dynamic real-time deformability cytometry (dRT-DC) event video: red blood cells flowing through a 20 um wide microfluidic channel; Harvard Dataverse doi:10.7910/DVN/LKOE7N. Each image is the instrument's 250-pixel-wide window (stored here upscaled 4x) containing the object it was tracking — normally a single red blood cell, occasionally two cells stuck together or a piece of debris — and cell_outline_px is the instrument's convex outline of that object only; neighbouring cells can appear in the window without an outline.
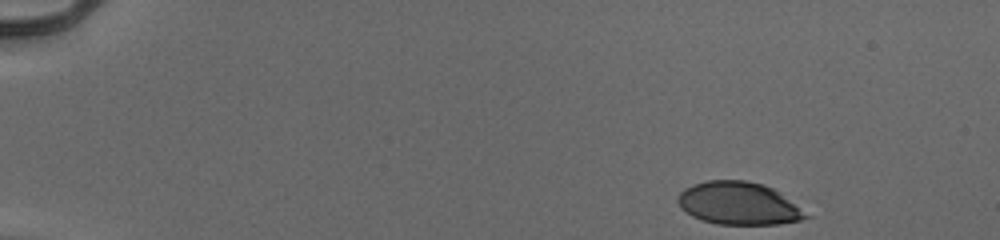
{"species": "human", "species_latin": "Homo sapiens", "temperature_condition": "cold", "stored_images_in_passage": 42, "camera_frame_rate_fps": 3000, "um_per_image_px": 0.085, "donor": {"sex": "male"}, "frame": {"image": 1, "passage_image": 1, "time_ms": 0.0, "image_size_px": [1000, 240], "cell_outline_px": [[816, 216], [800, 220], [780, 224], [716, 224], [700, 220], [692, 216], [680, 208], [676, 200], [680, 192], [684, 188], [692, 184], [708, 180], [744, 180], [764, 184], [772, 188]], "centroid_in_image_um": [62.82, 17.3], "position_along_channel_um": 22.2, "area_um2": 32.37}}
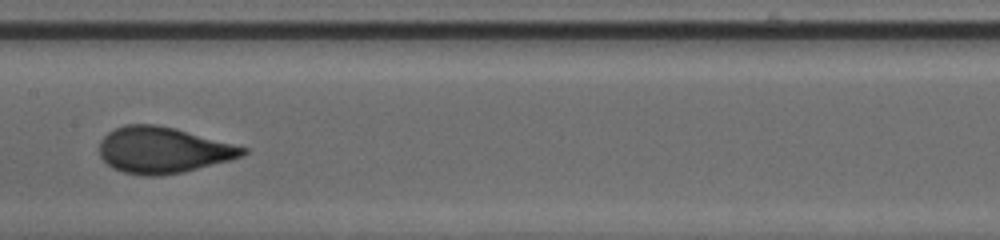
{"frame": {"image": 2, "passage_image": 24, "time_ms": 7.667, "image_size_px": [1000, 240], "cell_outline_px": [[248, 152], [240, 156], [228, 160], [184, 172], [156, 176], [144, 176], [124, 172], [112, 168], [100, 156], [100, 140], [108, 132], [124, 124], [156, 124], [176, 128], [248, 148]], "centroid_in_image_um": [13.83, 12.75], "position_along_channel_um": 193.6, "area_um2": 38.44}}
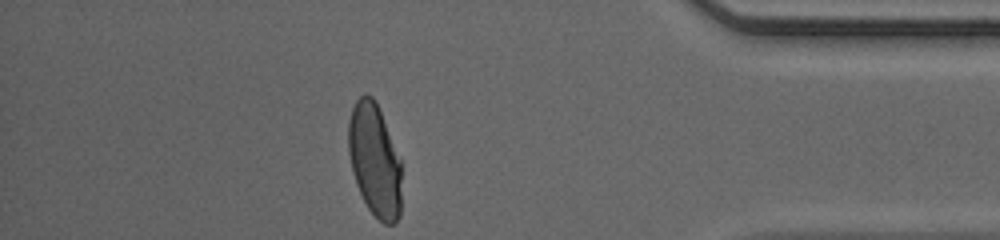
{"frame": {"image": 3, "passage_image": 42, "time_ms": 13.667, "image_size_px": [1000, 240], "cell_outline_px": [[400, 216], [396, 224], [384, 224], [368, 208], [356, 184], [352, 172], [348, 152], [348, 120], [352, 108], [356, 100], [364, 92], [368, 92], [376, 100], [400, 160]], "centroid_in_image_um": [31.82, 13.58], "position_along_channel_um": 403.4, "area_um2": 34.97}, "authors_computed_cell_mechanics": {"area_um2": 36.5296, "velocity_mm_per_s": 3.9686, "shape_relaxation_time_tau1_ms": 3.6643, "shape_relaxation_time_tau2_ms": null, "deformation_change_tau1": 0.1796, "deformation_change_tau2": null}}